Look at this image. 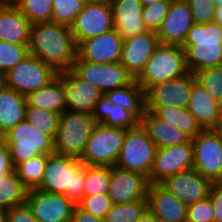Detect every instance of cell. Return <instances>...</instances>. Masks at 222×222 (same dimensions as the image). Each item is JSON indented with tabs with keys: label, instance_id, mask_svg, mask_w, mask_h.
Wrapping results in <instances>:
<instances>
[{
	"label": "cell",
	"instance_id": "37",
	"mask_svg": "<svg viewBox=\"0 0 222 222\" xmlns=\"http://www.w3.org/2000/svg\"><path fill=\"white\" fill-rule=\"evenodd\" d=\"M53 0H21L17 8L32 23L52 22Z\"/></svg>",
	"mask_w": 222,
	"mask_h": 222
},
{
	"label": "cell",
	"instance_id": "13",
	"mask_svg": "<svg viewBox=\"0 0 222 222\" xmlns=\"http://www.w3.org/2000/svg\"><path fill=\"white\" fill-rule=\"evenodd\" d=\"M26 203L38 222H70L76 205L63 194H51L39 189L28 190Z\"/></svg>",
	"mask_w": 222,
	"mask_h": 222
},
{
	"label": "cell",
	"instance_id": "12",
	"mask_svg": "<svg viewBox=\"0 0 222 222\" xmlns=\"http://www.w3.org/2000/svg\"><path fill=\"white\" fill-rule=\"evenodd\" d=\"M194 148L192 139L187 143L156 149L149 175L150 184H160L169 176L193 169Z\"/></svg>",
	"mask_w": 222,
	"mask_h": 222
},
{
	"label": "cell",
	"instance_id": "22",
	"mask_svg": "<svg viewBox=\"0 0 222 222\" xmlns=\"http://www.w3.org/2000/svg\"><path fill=\"white\" fill-rule=\"evenodd\" d=\"M110 5L114 28L123 40L148 31L142 20L140 0H111Z\"/></svg>",
	"mask_w": 222,
	"mask_h": 222
},
{
	"label": "cell",
	"instance_id": "38",
	"mask_svg": "<svg viewBox=\"0 0 222 222\" xmlns=\"http://www.w3.org/2000/svg\"><path fill=\"white\" fill-rule=\"evenodd\" d=\"M196 81L222 105V64L194 73Z\"/></svg>",
	"mask_w": 222,
	"mask_h": 222
},
{
	"label": "cell",
	"instance_id": "60",
	"mask_svg": "<svg viewBox=\"0 0 222 222\" xmlns=\"http://www.w3.org/2000/svg\"><path fill=\"white\" fill-rule=\"evenodd\" d=\"M155 222H168V221H164V220H161V219L155 218Z\"/></svg>",
	"mask_w": 222,
	"mask_h": 222
},
{
	"label": "cell",
	"instance_id": "34",
	"mask_svg": "<svg viewBox=\"0 0 222 222\" xmlns=\"http://www.w3.org/2000/svg\"><path fill=\"white\" fill-rule=\"evenodd\" d=\"M110 178L111 167L85 164L84 196L108 194Z\"/></svg>",
	"mask_w": 222,
	"mask_h": 222
},
{
	"label": "cell",
	"instance_id": "45",
	"mask_svg": "<svg viewBox=\"0 0 222 222\" xmlns=\"http://www.w3.org/2000/svg\"><path fill=\"white\" fill-rule=\"evenodd\" d=\"M8 222H38L27 203L7 210Z\"/></svg>",
	"mask_w": 222,
	"mask_h": 222
},
{
	"label": "cell",
	"instance_id": "2",
	"mask_svg": "<svg viewBox=\"0 0 222 222\" xmlns=\"http://www.w3.org/2000/svg\"><path fill=\"white\" fill-rule=\"evenodd\" d=\"M85 164L78 158L52 153L47 155L41 191L63 194L74 204L84 197Z\"/></svg>",
	"mask_w": 222,
	"mask_h": 222
},
{
	"label": "cell",
	"instance_id": "58",
	"mask_svg": "<svg viewBox=\"0 0 222 222\" xmlns=\"http://www.w3.org/2000/svg\"><path fill=\"white\" fill-rule=\"evenodd\" d=\"M212 2L214 3V6H219L222 5V0H212Z\"/></svg>",
	"mask_w": 222,
	"mask_h": 222
},
{
	"label": "cell",
	"instance_id": "44",
	"mask_svg": "<svg viewBox=\"0 0 222 222\" xmlns=\"http://www.w3.org/2000/svg\"><path fill=\"white\" fill-rule=\"evenodd\" d=\"M192 11L194 23L206 24L213 22L216 7L212 0H186Z\"/></svg>",
	"mask_w": 222,
	"mask_h": 222
},
{
	"label": "cell",
	"instance_id": "14",
	"mask_svg": "<svg viewBox=\"0 0 222 222\" xmlns=\"http://www.w3.org/2000/svg\"><path fill=\"white\" fill-rule=\"evenodd\" d=\"M195 75L191 72L177 79L158 83L145 93V106H173L187 108Z\"/></svg>",
	"mask_w": 222,
	"mask_h": 222
},
{
	"label": "cell",
	"instance_id": "7",
	"mask_svg": "<svg viewBox=\"0 0 222 222\" xmlns=\"http://www.w3.org/2000/svg\"><path fill=\"white\" fill-rule=\"evenodd\" d=\"M126 130L96 124L80 160L90 166H115L120 156Z\"/></svg>",
	"mask_w": 222,
	"mask_h": 222
},
{
	"label": "cell",
	"instance_id": "56",
	"mask_svg": "<svg viewBox=\"0 0 222 222\" xmlns=\"http://www.w3.org/2000/svg\"><path fill=\"white\" fill-rule=\"evenodd\" d=\"M222 137V118L221 120L219 121V124L217 126V128L215 129Z\"/></svg>",
	"mask_w": 222,
	"mask_h": 222
},
{
	"label": "cell",
	"instance_id": "41",
	"mask_svg": "<svg viewBox=\"0 0 222 222\" xmlns=\"http://www.w3.org/2000/svg\"><path fill=\"white\" fill-rule=\"evenodd\" d=\"M172 0H158L143 7L142 20L148 31L157 32L166 17Z\"/></svg>",
	"mask_w": 222,
	"mask_h": 222
},
{
	"label": "cell",
	"instance_id": "59",
	"mask_svg": "<svg viewBox=\"0 0 222 222\" xmlns=\"http://www.w3.org/2000/svg\"><path fill=\"white\" fill-rule=\"evenodd\" d=\"M218 185L222 186V176L219 178V180L216 182Z\"/></svg>",
	"mask_w": 222,
	"mask_h": 222
},
{
	"label": "cell",
	"instance_id": "48",
	"mask_svg": "<svg viewBox=\"0 0 222 222\" xmlns=\"http://www.w3.org/2000/svg\"><path fill=\"white\" fill-rule=\"evenodd\" d=\"M70 222H105L104 219L98 218L93 214L84 211L78 205H75Z\"/></svg>",
	"mask_w": 222,
	"mask_h": 222
},
{
	"label": "cell",
	"instance_id": "57",
	"mask_svg": "<svg viewBox=\"0 0 222 222\" xmlns=\"http://www.w3.org/2000/svg\"><path fill=\"white\" fill-rule=\"evenodd\" d=\"M5 142V134L0 130V145Z\"/></svg>",
	"mask_w": 222,
	"mask_h": 222
},
{
	"label": "cell",
	"instance_id": "42",
	"mask_svg": "<svg viewBox=\"0 0 222 222\" xmlns=\"http://www.w3.org/2000/svg\"><path fill=\"white\" fill-rule=\"evenodd\" d=\"M77 205L84 211L104 219L113 206V203L108 194H95L92 196H84Z\"/></svg>",
	"mask_w": 222,
	"mask_h": 222
},
{
	"label": "cell",
	"instance_id": "46",
	"mask_svg": "<svg viewBox=\"0 0 222 222\" xmlns=\"http://www.w3.org/2000/svg\"><path fill=\"white\" fill-rule=\"evenodd\" d=\"M214 210V222H222V186L213 183L209 196Z\"/></svg>",
	"mask_w": 222,
	"mask_h": 222
},
{
	"label": "cell",
	"instance_id": "1",
	"mask_svg": "<svg viewBox=\"0 0 222 222\" xmlns=\"http://www.w3.org/2000/svg\"><path fill=\"white\" fill-rule=\"evenodd\" d=\"M77 46L68 26L54 22L34 23L31 26L29 53L57 72L72 68L77 56Z\"/></svg>",
	"mask_w": 222,
	"mask_h": 222
},
{
	"label": "cell",
	"instance_id": "16",
	"mask_svg": "<svg viewBox=\"0 0 222 222\" xmlns=\"http://www.w3.org/2000/svg\"><path fill=\"white\" fill-rule=\"evenodd\" d=\"M149 185L143 174L112 166L108 196L113 204L147 200Z\"/></svg>",
	"mask_w": 222,
	"mask_h": 222
},
{
	"label": "cell",
	"instance_id": "50",
	"mask_svg": "<svg viewBox=\"0 0 222 222\" xmlns=\"http://www.w3.org/2000/svg\"><path fill=\"white\" fill-rule=\"evenodd\" d=\"M214 22L222 29V5L216 6Z\"/></svg>",
	"mask_w": 222,
	"mask_h": 222
},
{
	"label": "cell",
	"instance_id": "47",
	"mask_svg": "<svg viewBox=\"0 0 222 222\" xmlns=\"http://www.w3.org/2000/svg\"><path fill=\"white\" fill-rule=\"evenodd\" d=\"M12 172H14V166L9 148L6 142H4L0 145V178H5Z\"/></svg>",
	"mask_w": 222,
	"mask_h": 222
},
{
	"label": "cell",
	"instance_id": "25",
	"mask_svg": "<svg viewBox=\"0 0 222 222\" xmlns=\"http://www.w3.org/2000/svg\"><path fill=\"white\" fill-rule=\"evenodd\" d=\"M31 26L17 6L5 5L0 9V40L29 45Z\"/></svg>",
	"mask_w": 222,
	"mask_h": 222
},
{
	"label": "cell",
	"instance_id": "32",
	"mask_svg": "<svg viewBox=\"0 0 222 222\" xmlns=\"http://www.w3.org/2000/svg\"><path fill=\"white\" fill-rule=\"evenodd\" d=\"M28 189L23 185L17 174L10 173L0 178V209L8 210L26 203Z\"/></svg>",
	"mask_w": 222,
	"mask_h": 222
},
{
	"label": "cell",
	"instance_id": "33",
	"mask_svg": "<svg viewBox=\"0 0 222 222\" xmlns=\"http://www.w3.org/2000/svg\"><path fill=\"white\" fill-rule=\"evenodd\" d=\"M46 162L47 155H39L14 167L15 173L28 190L40 186Z\"/></svg>",
	"mask_w": 222,
	"mask_h": 222
},
{
	"label": "cell",
	"instance_id": "40",
	"mask_svg": "<svg viewBox=\"0 0 222 222\" xmlns=\"http://www.w3.org/2000/svg\"><path fill=\"white\" fill-rule=\"evenodd\" d=\"M29 45H20L0 40V71L7 73L29 54Z\"/></svg>",
	"mask_w": 222,
	"mask_h": 222
},
{
	"label": "cell",
	"instance_id": "43",
	"mask_svg": "<svg viewBox=\"0 0 222 222\" xmlns=\"http://www.w3.org/2000/svg\"><path fill=\"white\" fill-rule=\"evenodd\" d=\"M186 222H214V210L209 197L187 206Z\"/></svg>",
	"mask_w": 222,
	"mask_h": 222
},
{
	"label": "cell",
	"instance_id": "20",
	"mask_svg": "<svg viewBox=\"0 0 222 222\" xmlns=\"http://www.w3.org/2000/svg\"><path fill=\"white\" fill-rule=\"evenodd\" d=\"M160 184L188 206L207 198L213 182L191 169L169 176Z\"/></svg>",
	"mask_w": 222,
	"mask_h": 222
},
{
	"label": "cell",
	"instance_id": "29",
	"mask_svg": "<svg viewBox=\"0 0 222 222\" xmlns=\"http://www.w3.org/2000/svg\"><path fill=\"white\" fill-rule=\"evenodd\" d=\"M26 96L11 88L0 93V130L6 134L25 120Z\"/></svg>",
	"mask_w": 222,
	"mask_h": 222
},
{
	"label": "cell",
	"instance_id": "55",
	"mask_svg": "<svg viewBox=\"0 0 222 222\" xmlns=\"http://www.w3.org/2000/svg\"><path fill=\"white\" fill-rule=\"evenodd\" d=\"M143 7L144 6H147V5H150V4H153L154 2H157L158 0H140Z\"/></svg>",
	"mask_w": 222,
	"mask_h": 222
},
{
	"label": "cell",
	"instance_id": "21",
	"mask_svg": "<svg viewBox=\"0 0 222 222\" xmlns=\"http://www.w3.org/2000/svg\"><path fill=\"white\" fill-rule=\"evenodd\" d=\"M159 44L156 32L147 31L123 41L120 63L136 78Z\"/></svg>",
	"mask_w": 222,
	"mask_h": 222
},
{
	"label": "cell",
	"instance_id": "31",
	"mask_svg": "<svg viewBox=\"0 0 222 222\" xmlns=\"http://www.w3.org/2000/svg\"><path fill=\"white\" fill-rule=\"evenodd\" d=\"M104 96L111 104L122 105L141 121L145 110L144 91L135 79L127 86L106 92Z\"/></svg>",
	"mask_w": 222,
	"mask_h": 222
},
{
	"label": "cell",
	"instance_id": "15",
	"mask_svg": "<svg viewBox=\"0 0 222 222\" xmlns=\"http://www.w3.org/2000/svg\"><path fill=\"white\" fill-rule=\"evenodd\" d=\"M70 28L77 45L81 41L114 29L110 2L85 4Z\"/></svg>",
	"mask_w": 222,
	"mask_h": 222
},
{
	"label": "cell",
	"instance_id": "28",
	"mask_svg": "<svg viewBox=\"0 0 222 222\" xmlns=\"http://www.w3.org/2000/svg\"><path fill=\"white\" fill-rule=\"evenodd\" d=\"M91 115L97 124L107 127L132 129L141 122L131 111L122 105L111 104L105 96L94 105Z\"/></svg>",
	"mask_w": 222,
	"mask_h": 222
},
{
	"label": "cell",
	"instance_id": "54",
	"mask_svg": "<svg viewBox=\"0 0 222 222\" xmlns=\"http://www.w3.org/2000/svg\"><path fill=\"white\" fill-rule=\"evenodd\" d=\"M5 5L17 6L21 0H2Z\"/></svg>",
	"mask_w": 222,
	"mask_h": 222
},
{
	"label": "cell",
	"instance_id": "10",
	"mask_svg": "<svg viewBox=\"0 0 222 222\" xmlns=\"http://www.w3.org/2000/svg\"><path fill=\"white\" fill-rule=\"evenodd\" d=\"M71 70L81 79L89 81L103 94L129 85L135 78L119 63H93L76 56Z\"/></svg>",
	"mask_w": 222,
	"mask_h": 222
},
{
	"label": "cell",
	"instance_id": "11",
	"mask_svg": "<svg viewBox=\"0 0 222 222\" xmlns=\"http://www.w3.org/2000/svg\"><path fill=\"white\" fill-rule=\"evenodd\" d=\"M193 169L216 183L222 176V137L215 129L199 132L193 139Z\"/></svg>",
	"mask_w": 222,
	"mask_h": 222
},
{
	"label": "cell",
	"instance_id": "9",
	"mask_svg": "<svg viewBox=\"0 0 222 222\" xmlns=\"http://www.w3.org/2000/svg\"><path fill=\"white\" fill-rule=\"evenodd\" d=\"M58 72L29 53L6 73L7 87L27 96L52 81Z\"/></svg>",
	"mask_w": 222,
	"mask_h": 222
},
{
	"label": "cell",
	"instance_id": "5",
	"mask_svg": "<svg viewBox=\"0 0 222 222\" xmlns=\"http://www.w3.org/2000/svg\"><path fill=\"white\" fill-rule=\"evenodd\" d=\"M96 124L91 113L64 111L58 121L54 153L80 159Z\"/></svg>",
	"mask_w": 222,
	"mask_h": 222
},
{
	"label": "cell",
	"instance_id": "52",
	"mask_svg": "<svg viewBox=\"0 0 222 222\" xmlns=\"http://www.w3.org/2000/svg\"><path fill=\"white\" fill-rule=\"evenodd\" d=\"M84 4H101V3H107L110 2L111 0H82Z\"/></svg>",
	"mask_w": 222,
	"mask_h": 222
},
{
	"label": "cell",
	"instance_id": "8",
	"mask_svg": "<svg viewBox=\"0 0 222 222\" xmlns=\"http://www.w3.org/2000/svg\"><path fill=\"white\" fill-rule=\"evenodd\" d=\"M155 153L156 147L140 123L137 127L126 130L122 150L115 166L141 173L149 178Z\"/></svg>",
	"mask_w": 222,
	"mask_h": 222
},
{
	"label": "cell",
	"instance_id": "27",
	"mask_svg": "<svg viewBox=\"0 0 222 222\" xmlns=\"http://www.w3.org/2000/svg\"><path fill=\"white\" fill-rule=\"evenodd\" d=\"M27 106L62 114L66 111V91L61 76L58 74L45 87L40 88L26 96Z\"/></svg>",
	"mask_w": 222,
	"mask_h": 222
},
{
	"label": "cell",
	"instance_id": "19",
	"mask_svg": "<svg viewBox=\"0 0 222 222\" xmlns=\"http://www.w3.org/2000/svg\"><path fill=\"white\" fill-rule=\"evenodd\" d=\"M58 74L66 91V111L92 113L94 105L104 96L103 92L71 69Z\"/></svg>",
	"mask_w": 222,
	"mask_h": 222
},
{
	"label": "cell",
	"instance_id": "51",
	"mask_svg": "<svg viewBox=\"0 0 222 222\" xmlns=\"http://www.w3.org/2000/svg\"><path fill=\"white\" fill-rule=\"evenodd\" d=\"M7 88L6 73L0 71V93Z\"/></svg>",
	"mask_w": 222,
	"mask_h": 222
},
{
	"label": "cell",
	"instance_id": "53",
	"mask_svg": "<svg viewBox=\"0 0 222 222\" xmlns=\"http://www.w3.org/2000/svg\"><path fill=\"white\" fill-rule=\"evenodd\" d=\"M0 222H8L7 210L0 209Z\"/></svg>",
	"mask_w": 222,
	"mask_h": 222
},
{
	"label": "cell",
	"instance_id": "24",
	"mask_svg": "<svg viewBox=\"0 0 222 222\" xmlns=\"http://www.w3.org/2000/svg\"><path fill=\"white\" fill-rule=\"evenodd\" d=\"M187 109L203 130L216 129L222 118V105L211 98L197 81L193 84Z\"/></svg>",
	"mask_w": 222,
	"mask_h": 222
},
{
	"label": "cell",
	"instance_id": "6",
	"mask_svg": "<svg viewBox=\"0 0 222 222\" xmlns=\"http://www.w3.org/2000/svg\"><path fill=\"white\" fill-rule=\"evenodd\" d=\"M13 166L39 155L54 153V140L24 120L5 134Z\"/></svg>",
	"mask_w": 222,
	"mask_h": 222
},
{
	"label": "cell",
	"instance_id": "3",
	"mask_svg": "<svg viewBox=\"0 0 222 222\" xmlns=\"http://www.w3.org/2000/svg\"><path fill=\"white\" fill-rule=\"evenodd\" d=\"M188 71L196 73L222 64V29L216 22L194 23L184 45Z\"/></svg>",
	"mask_w": 222,
	"mask_h": 222
},
{
	"label": "cell",
	"instance_id": "49",
	"mask_svg": "<svg viewBox=\"0 0 222 222\" xmlns=\"http://www.w3.org/2000/svg\"><path fill=\"white\" fill-rule=\"evenodd\" d=\"M136 222H155L154 215L147 209Z\"/></svg>",
	"mask_w": 222,
	"mask_h": 222
},
{
	"label": "cell",
	"instance_id": "61",
	"mask_svg": "<svg viewBox=\"0 0 222 222\" xmlns=\"http://www.w3.org/2000/svg\"><path fill=\"white\" fill-rule=\"evenodd\" d=\"M4 6H5V4L3 3L2 0H0V9H1L2 7H4Z\"/></svg>",
	"mask_w": 222,
	"mask_h": 222
},
{
	"label": "cell",
	"instance_id": "18",
	"mask_svg": "<svg viewBox=\"0 0 222 222\" xmlns=\"http://www.w3.org/2000/svg\"><path fill=\"white\" fill-rule=\"evenodd\" d=\"M123 38L116 29L81 41L77 46V56L93 63H119L122 56Z\"/></svg>",
	"mask_w": 222,
	"mask_h": 222
},
{
	"label": "cell",
	"instance_id": "23",
	"mask_svg": "<svg viewBox=\"0 0 222 222\" xmlns=\"http://www.w3.org/2000/svg\"><path fill=\"white\" fill-rule=\"evenodd\" d=\"M146 199L147 209L155 218L168 222H186L187 205L161 184H150Z\"/></svg>",
	"mask_w": 222,
	"mask_h": 222
},
{
	"label": "cell",
	"instance_id": "17",
	"mask_svg": "<svg viewBox=\"0 0 222 222\" xmlns=\"http://www.w3.org/2000/svg\"><path fill=\"white\" fill-rule=\"evenodd\" d=\"M193 25L189 3L186 0H172L168 13L156 32L158 41L183 46Z\"/></svg>",
	"mask_w": 222,
	"mask_h": 222
},
{
	"label": "cell",
	"instance_id": "4",
	"mask_svg": "<svg viewBox=\"0 0 222 222\" xmlns=\"http://www.w3.org/2000/svg\"><path fill=\"white\" fill-rule=\"evenodd\" d=\"M189 73L182 46L159 43L141 73L135 78L144 93L152 86Z\"/></svg>",
	"mask_w": 222,
	"mask_h": 222
},
{
	"label": "cell",
	"instance_id": "35",
	"mask_svg": "<svg viewBox=\"0 0 222 222\" xmlns=\"http://www.w3.org/2000/svg\"><path fill=\"white\" fill-rule=\"evenodd\" d=\"M60 114L40 109L35 106H26L25 120L38 128L42 133L49 135L53 140L56 137Z\"/></svg>",
	"mask_w": 222,
	"mask_h": 222
},
{
	"label": "cell",
	"instance_id": "30",
	"mask_svg": "<svg viewBox=\"0 0 222 222\" xmlns=\"http://www.w3.org/2000/svg\"><path fill=\"white\" fill-rule=\"evenodd\" d=\"M145 110L152 112L156 117L185 132L193 139L203 129L187 108L173 106H145Z\"/></svg>",
	"mask_w": 222,
	"mask_h": 222
},
{
	"label": "cell",
	"instance_id": "36",
	"mask_svg": "<svg viewBox=\"0 0 222 222\" xmlns=\"http://www.w3.org/2000/svg\"><path fill=\"white\" fill-rule=\"evenodd\" d=\"M147 210V200L113 204L104 218L105 222H136Z\"/></svg>",
	"mask_w": 222,
	"mask_h": 222
},
{
	"label": "cell",
	"instance_id": "39",
	"mask_svg": "<svg viewBox=\"0 0 222 222\" xmlns=\"http://www.w3.org/2000/svg\"><path fill=\"white\" fill-rule=\"evenodd\" d=\"M84 5L82 0H53L52 22L71 27Z\"/></svg>",
	"mask_w": 222,
	"mask_h": 222
},
{
	"label": "cell",
	"instance_id": "26",
	"mask_svg": "<svg viewBox=\"0 0 222 222\" xmlns=\"http://www.w3.org/2000/svg\"><path fill=\"white\" fill-rule=\"evenodd\" d=\"M140 123L147 130L156 149L172 147L191 140L181 129L167 124L150 111L144 110Z\"/></svg>",
	"mask_w": 222,
	"mask_h": 222
}]
</instances>
